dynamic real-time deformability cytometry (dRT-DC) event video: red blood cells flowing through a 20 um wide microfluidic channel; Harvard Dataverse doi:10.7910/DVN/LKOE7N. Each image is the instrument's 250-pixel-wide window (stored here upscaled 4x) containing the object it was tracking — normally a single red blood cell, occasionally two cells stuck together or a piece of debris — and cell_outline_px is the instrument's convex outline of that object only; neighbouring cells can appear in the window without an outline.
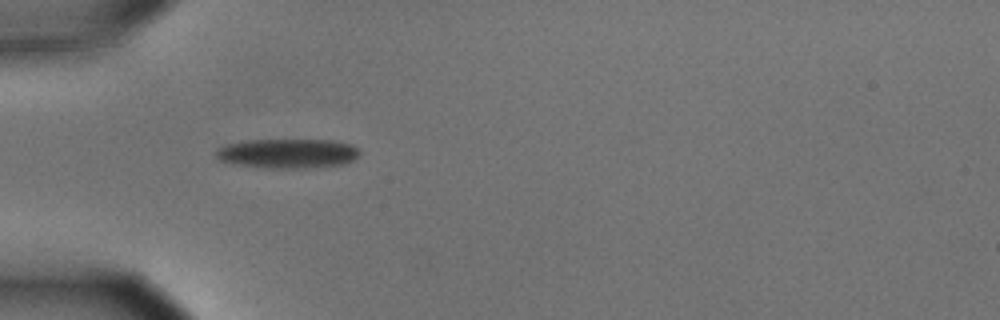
{"species": "common noctule bat (a hibernating species)", "species_latin": "Nyctalus noctula", "temperature_condition": "cold", "stored_images_in_passage": 26, "camera_frame_rate_fps": 3000, "um_per_image_px": 0.085, "animal": {"sex": "male", "body_mass_g": 15.6}, "frame": {"image": 1, "passage_image": 1, "time_ms": 0.0, "image_size_px": [1000, 320], "cell_outline_px": [[360, 152], [356, 160], [344, 164], [300, 168], [272, 168], [236, 164], [220, 160], [212, 152], [216, 148], [224, 144], [248, 140], [332, 140], [352, 144]], "centroid_in_image_um": [24.43, 13.03], "position_along_channel_um": 60.6, "area_um2": 24.8}}
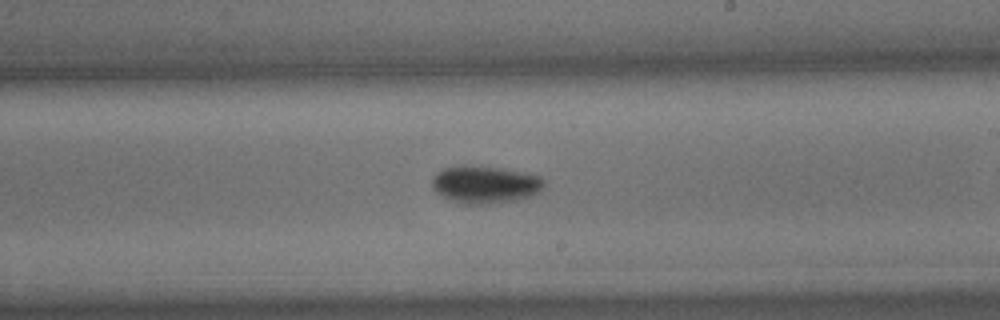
{"frame": {"image": 2, "passage_image": 13, "time_ms": 4.0, "image_size_px": [1000, 320], "cell_outline_px": [[544, 188], [540, 192], [516, 200], [488, 204], [460, 204], [436, 192], [432, 188], [432, 176], [440, 168], [464, 164], [500, 168], [528, 172], [540, 176], [544, 180]], "centroid_in_image_um": [41.22, 15.66], "position_along_channel_um": 247.8, "area_um2": 24.91}}
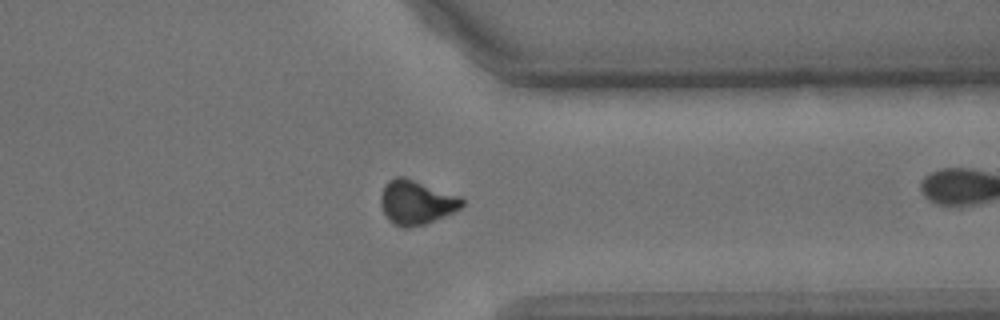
{"frame": {"image": 3, "passage_image": 24, "time_ms": 7.667, "image_size_px": [1000, 320], "cell_outline_px": [[464, 204], [460, 208], [444, 216], [424, 224], [408, 228], [400, 228], [388, 220], [380, 204], [380, 196], [384, 184], [388, 180], [396, 176], [404, 176], [464, 196]], "centroid_in_image_um": [35.39, 17.17], "position_along_channel_um": 376.0, "area_um2": 21.39}}